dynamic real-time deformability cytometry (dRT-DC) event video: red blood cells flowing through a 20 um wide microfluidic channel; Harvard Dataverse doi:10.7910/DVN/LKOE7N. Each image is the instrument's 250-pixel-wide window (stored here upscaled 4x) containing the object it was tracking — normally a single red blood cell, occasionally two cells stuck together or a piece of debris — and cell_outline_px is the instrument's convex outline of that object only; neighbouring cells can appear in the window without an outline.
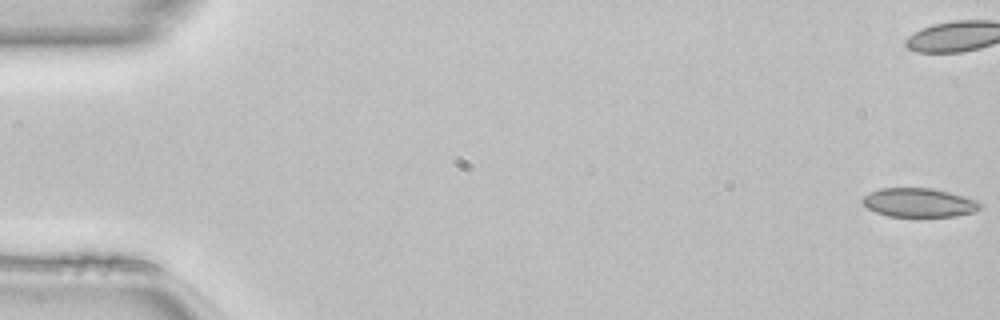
{"species": "common noctule bat (a hibernating species)", "species_latin": "Nyctalus noctula", "temperature_condition": "room temperature", "stored_images_in_passage": 51, "camera_frame_rate_fps": 3000, "um_per_image_px": 0.085, "animal": {"sex": "female", "body_mass_g": 22.7, "forearm_length_mm": 54.2}, "frame": {"image": 1, "passage_image": 1, "time_ms": 0.0, "image_size_px": [1000, 320], "cell_outline_px": [[984, 208], [976, 212], [956, 216], [888, 216], [876, 212], [868, 208], [860, 200], [868, 192], [880, 188], [932, 188], [964, 196], [976, 200], [984, 204]], "centroid_in_image_um": [78.15, 17.22], "position_along_channel_um": 6.8, "area_um2": 20.0}}
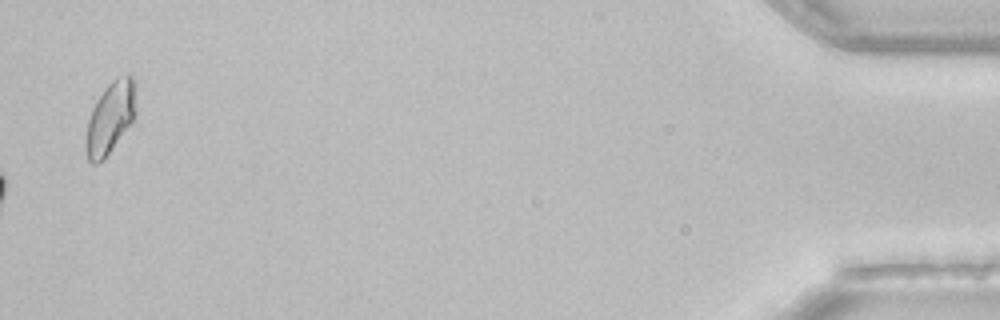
{"frame": {"image": 2, "passage_image": 51, "time_ms": 16.667, "image_size_px": [1000, 320], "cell_outline_px": [[136, 116], [104, 160], [96, 164], [92, 164], [88, 160], [84, 148], [84, 140], [88, 120], [92, 108], [96, 100], [104, 88], [116, 76], [128, 72], [136, 80]], "centroid_in_image_um": [9.38, 9.97], "position_along_channel_um": 425.8, "area_um2": 21.73}, "authors_computed_cell_mechanics": {"area_um2": 19.652, "velocity_mm_per_s": 4.159, "shape_relaxation_time_tau1_ms": null, "shape_relaxation_time_tau2_ms": 2.5411, "deformation_change_tau1": null, "deformation_change_tau2": 0.0747}}